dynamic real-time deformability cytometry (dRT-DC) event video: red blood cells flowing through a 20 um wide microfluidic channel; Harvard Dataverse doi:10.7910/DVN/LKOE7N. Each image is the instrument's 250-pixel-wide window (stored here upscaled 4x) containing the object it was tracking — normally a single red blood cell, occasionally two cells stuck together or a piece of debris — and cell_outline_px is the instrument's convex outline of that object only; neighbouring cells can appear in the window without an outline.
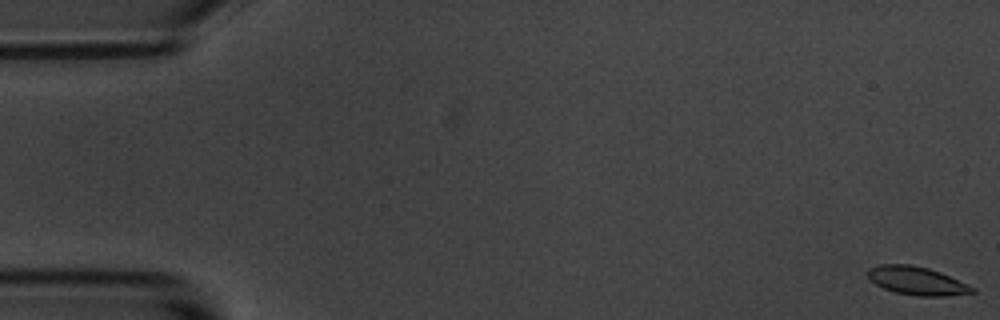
{"species": "common noctule bat (a hibernating species)", "species_latin": "Nyctalus noctula", "temperature_condition": "room temperature", "stored_images_in_passage": 16, "segment_of_instrument_passage": [1, 2], "camera_frame_rate_fps": 3000, "um_per_image_px": 0.085, "animal": {"sex": "male", "body_mass_g": 20.1, "forearm_length_mm": 53.5}, "frame": {"image": 1, "passage_image": 1, "time_ms": 0.0, "image_size_px": [1000, 320], "cell_outline_px": [[976, 292], [944, 296], [920, 296], [896, 292], [884, 288], [876, 284], [868, 276], [868, 268], [880, 264], [908, 264], [928, 268], [940, 272], [976, 288]], "centroid_in_image_um": [77.94, 23.86], "position_along_channel_um": 7.1, "area_um2": 16.99}}
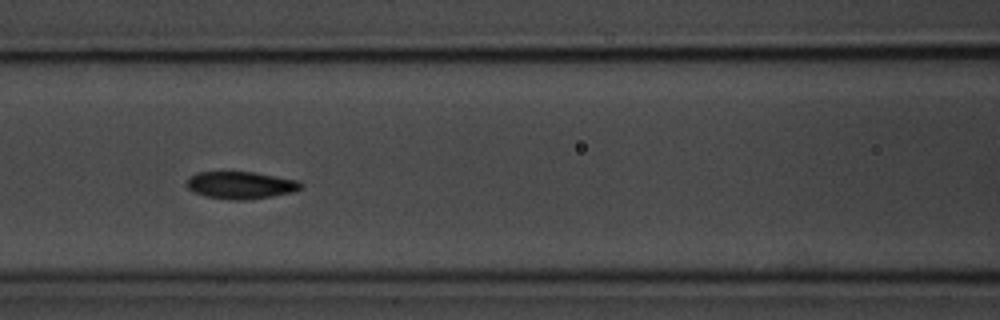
{"frame": {"image": 2, "passage_image": 7, "time_ms": 7.667, "image_size_px": [1000, 320], "cell_outline_px": [[304, 188], [292, 192], [272, 196], [244, 200], [232, 200], [204, 196], [192, 192], [184, 184], [188, 176], [196, 172], [256, 172], [300, 180], [304, 184]], "centroid_in_image_um": [20.45, 15.73], "position_along_channel_um": 146.1, "area_um2": 18.61}}
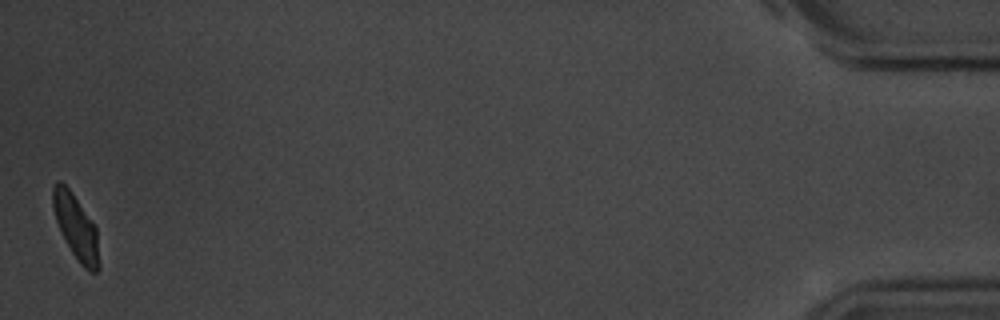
{"frame": {"image": 3, "passage_image": 15, "time_ms": 18.0, "image_size_px": [1000, 320], "cell_outline_px": [[100, 268], [96, 272], [88, 272], [80, 264], [72, 252], [56, 220], [52, 204], [52, 188], [56, 180], [60, 180], [72, 192], [96, 228], [100, 264]], "centroid_in_image_um": [6.47, 19.3], "position_along_channel_um": 428.7, "area_um2": 17.17}}